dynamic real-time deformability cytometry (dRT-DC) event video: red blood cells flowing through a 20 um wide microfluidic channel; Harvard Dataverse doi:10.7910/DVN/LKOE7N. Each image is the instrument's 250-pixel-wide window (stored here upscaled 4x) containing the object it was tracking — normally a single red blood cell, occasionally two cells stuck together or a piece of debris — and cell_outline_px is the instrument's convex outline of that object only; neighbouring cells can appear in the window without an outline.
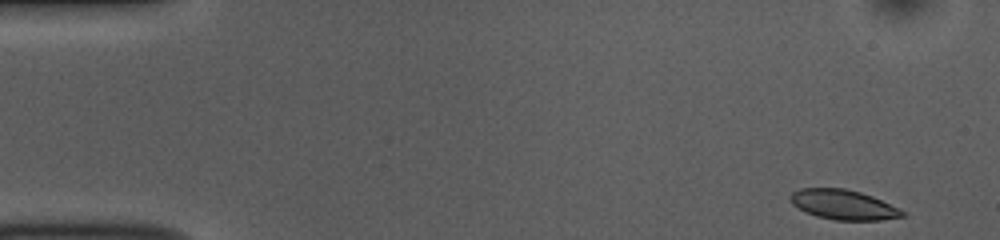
{"species": "common noctule bat (a hibernating species)", "species_latin": "Nyctalus noctula", "temperature_condition": "room temperature", "stored_images_in_passage": 50, "camera_frame_rate_fps": 3000, "um_per_image_px": 0.085, "animal": {"sex": "female", "body_mass_g": 10.0, "forearm_length_mm": 53.1}, "frame": {"image": 1, "passage_image": 1, "time_ms": 0.0, "image_size_px": [1000, 240], "cell_outline_px": [[904, 216], [880, 220], [836, 220], [816, 216], [792, 204], [788, 200], [788, 196], [792, 192], [800, 188], [844, 188], [860, 192], [872, 196], [904, 212]], "centroid_in_image_um": [71.61, 17.39], "position_along_channel_um": 13.4, "area_um2": 19.19}}
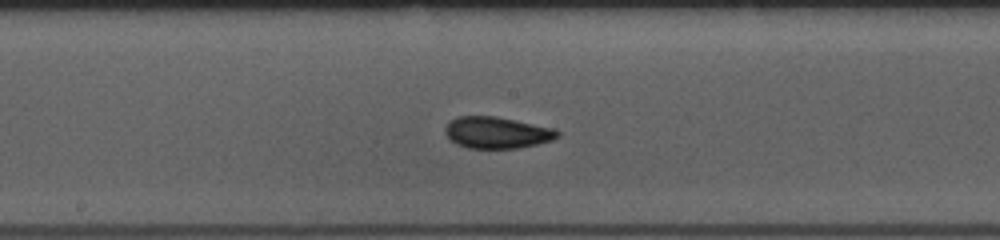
{"frame": {"image": 2, "passage_image": 25, "time_ms": 8.0, "image_size_px": [1000, 240], "cell_outline_px": [[560, 136], [552, 140], [536, 144], [516, 148], [468, 148], [456, 144], [444, 132], [444, 128], [448, 120], [456, 116], [496, 116], [556, 128], [560, 132]], "centroid_in_image_um": [42.23, 11.25], "position_along_channel_um": 206.0, "area_um2": 20.87}}
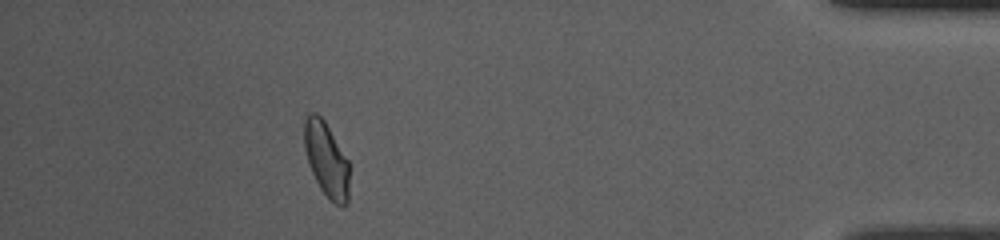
{"frame": {"image": 3, "passage_image": 45, "time_ms": 14.667, "image_size_px": [1000, 240], "cell_outline_px": [[348, 204], [344, 208], [340, 208], [320, 188], [312, 172], [304, 148], [304, 120], [308, 112], [316, 112], [324, 120], [348, 160]], "centroid_in_image_um": [27.74, 13.54], "position_along_channel_um": 407.5, "area_um2": 19.42}, "authors_computed_cell_mechanics": {"area_um2": 20.0566, "velocity_mm_per_s": 3.7942, "shape_relaxation_time_tau1_ms": 2.5321, "shape_relaxation_time_tau2_ms": 1.6902, "deformation_change_tau1": 0.0857, "deformation_change_tau2": 0.056}}